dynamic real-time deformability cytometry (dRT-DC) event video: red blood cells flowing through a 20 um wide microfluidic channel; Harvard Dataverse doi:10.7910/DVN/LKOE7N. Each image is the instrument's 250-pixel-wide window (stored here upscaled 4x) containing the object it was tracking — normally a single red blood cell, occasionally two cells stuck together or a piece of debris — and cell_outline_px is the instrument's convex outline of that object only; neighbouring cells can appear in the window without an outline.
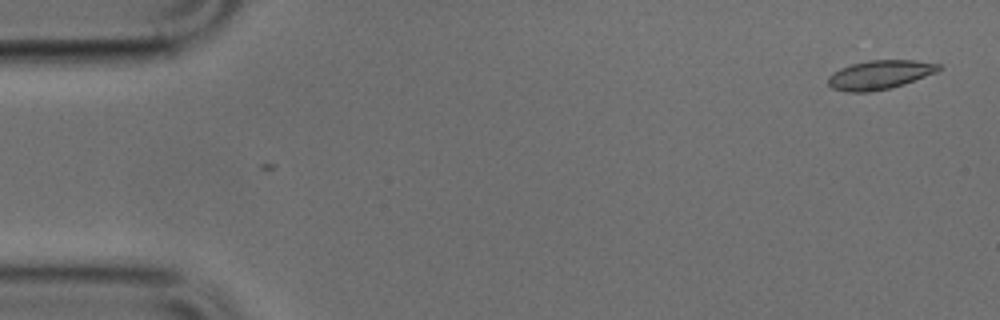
{"species": "common noctule bat (a hibernating species)", "species_latin": "Nyctalus noctula", "temperature_condition": "cold", "stored_images_in_passage": 2, "camera_frame_rate_fps": 3000, "um_per_image_px": 0.085, "animal": {"sex": "male", "body_mass_g": 17.9, "forearm_length_mm": 54.2}, "frame": {"image": 1, "passage_image": 2, "time_ms": 0.333, "image_size_px": [1000, 320], "cell_outline_px": [[940, 68], [936, 72], [904, 84], [892, 88], [868, 92], [848, 92], [832, 88], [828, 84], [828, 76], [832, 72], [840, 68], [852, 64], [868, 60], [912, 60], [940, 64]], "centroid_in_image_um": [74.74, 6.36], "position_along_channel_um": 10.3, "area_um2": 18.61}}